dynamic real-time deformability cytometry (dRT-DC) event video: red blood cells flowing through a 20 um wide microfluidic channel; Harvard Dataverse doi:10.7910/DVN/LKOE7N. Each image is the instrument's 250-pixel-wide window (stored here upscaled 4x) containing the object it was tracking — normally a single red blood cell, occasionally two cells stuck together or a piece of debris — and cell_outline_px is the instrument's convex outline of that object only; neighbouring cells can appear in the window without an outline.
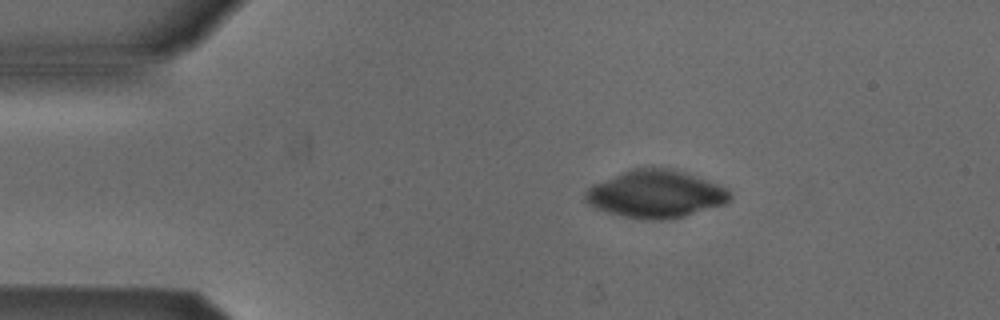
{"species": "Egyptian fruit bat (a non-hibernating species)", "species_latin": "Rousettus aegyptiacus", "temperature_condition": "cold", "stored_images_in_passage": 4, "camera_frame_rate_fps": 3000, "um_per_image_px": 0.085, "animal": {"sex": "male"}, "frame": {"image": 1, "passage_image": 2, "time_ms": 0.333, "image_size_px": [1000, 320], "cell_outline_px": [[732, 196], [724, 204], [684, 216], [668, 220], [644, 220], [620, 216], [592, 208], [584, 200], [584, 192], [592, 184], [632, 168], [672, 168], [708, 180], [728, 188]], "centroid_in_image_um": [55.69, 16.51], "position_along_channel_um": 29.3, "area_um2": 40.4}}